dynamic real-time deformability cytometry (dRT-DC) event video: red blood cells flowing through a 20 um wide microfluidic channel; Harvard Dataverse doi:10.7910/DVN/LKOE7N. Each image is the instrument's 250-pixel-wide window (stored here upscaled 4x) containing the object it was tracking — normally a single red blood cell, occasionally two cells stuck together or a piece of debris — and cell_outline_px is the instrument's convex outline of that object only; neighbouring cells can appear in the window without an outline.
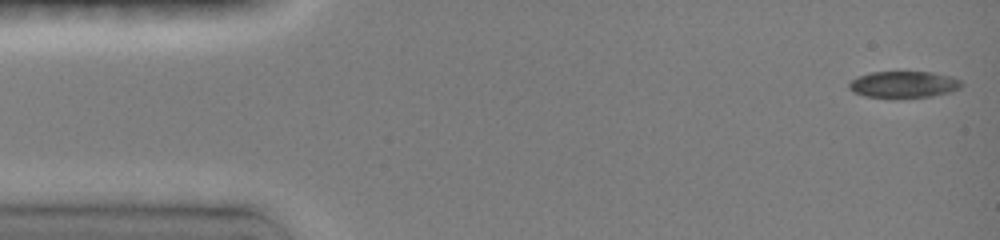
{"species": "common noctule bat (a hibernating species)", "species_latin": "Nyctalus noctula", "temperature_condition": "room temperature", "stored_images_in_passage": 46, "camera_frame_rate_fps": 3000, "um_per_image_px": 0.085, "animal": {"sex": "female", "body_mass_g": 19.0, "forearm_length_mm": 51.5}, "frame": {"image": 1, "passage_image": 1, "time_ms": 0.0, "image_size_px": [1000, 240], "cell_outline_px": [[964, 84], [960, 88], [948, 92], [932, 96], [892, 100], [864, 96], [852, 92], [848, 88], [848, 84], [856, 76], [872, 72], [932, 72], [948, 76], [960, 80]], "centroid_in_image_um": [76.75, 7.21], "position_along_channel_um": 8.3, "area_um2": 17.98}}
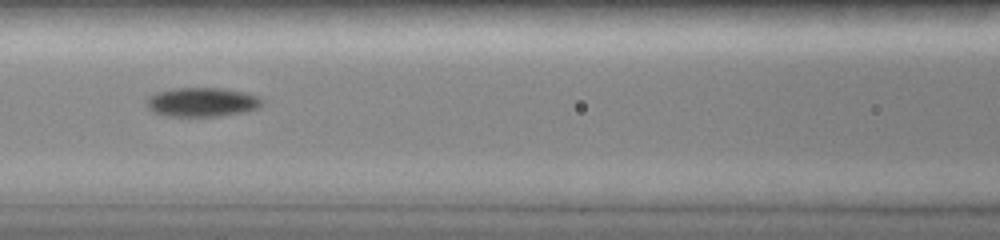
{"frame": {"image": 2, "passage_image": 25, "time_ms": 6.333, "image_size_px": [1000, 240], "cell_outline_px": [[264, 104], [256, 108], [244, 112], [220, 116], [168, 116], [152, 112], [148, 108], [148, 96], [156, 92], [172, 88], [220, 88], [244, 92], [260, 96], [264, 100]], "centroid_in_image_um": [17.19, 8.68], "position_along_channel_um": 149.4, "area_um2": 19.71}}
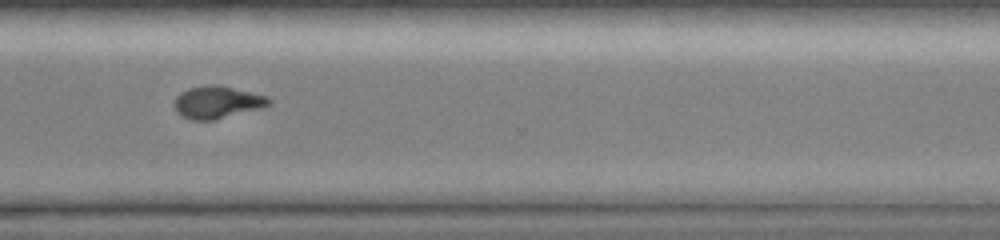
{"frame": {"image": 3, "passage_image": 45, "time_ms": 11.333, "image_size_px": [1000, 240], "cell_outline_px": [[272, 104], [264, 108], [212, 120], [192, 120], [180, 116], [176, 112], [172, 104], [176, 96], [180, 92], [188, 88], [208, 84], [216, 84], [268, 96], [272, 100]], "centroid_in_image_um": [18.45, 8.69], "position_along_channel_um": 352.1, "area_um2": 18.21}}